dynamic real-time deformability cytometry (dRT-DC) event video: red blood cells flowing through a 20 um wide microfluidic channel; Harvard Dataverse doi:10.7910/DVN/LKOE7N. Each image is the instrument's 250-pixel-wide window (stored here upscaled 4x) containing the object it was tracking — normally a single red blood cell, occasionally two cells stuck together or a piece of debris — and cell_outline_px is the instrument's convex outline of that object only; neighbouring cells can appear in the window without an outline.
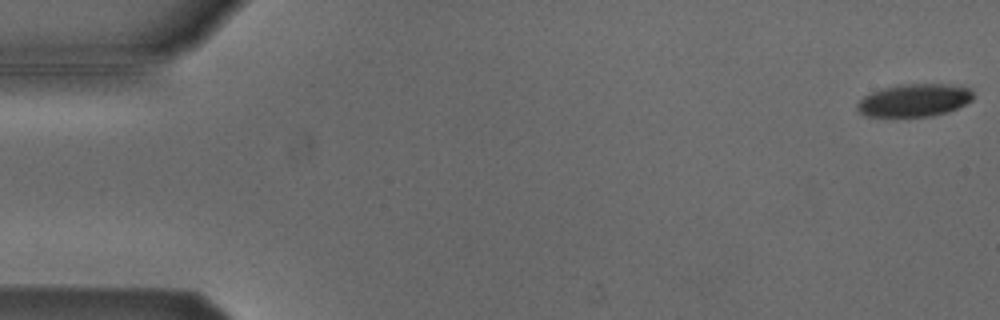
{"species": "Egyptian fruit bat (a non-hibernating species)", "species_latin": "Rousettus aegyptiacus", "temperature_condition": "cold", "stored_images_in_passage": 53, "camera_frame_rate_fps": 3000, "um_per_image_px": 0.085, "animal": {"sex": "male"}, "frame": {"image": 1, "passage_image": 1, "time_ms": 0.0, "image_size_px": [1000, 320], "cell_outline_px": [[972, 100], [948, 112], [932, 116], [864, 116], [856, 108], [856, 104], [864, 96], [872, 92], [884, 88], [900, 84], [944, 84], [968, 88], [972, 92]], "centroid_in_image_um": [77.68, 8.53], "position_along_channel_um": 7.3, "area_um2": 21.85}}
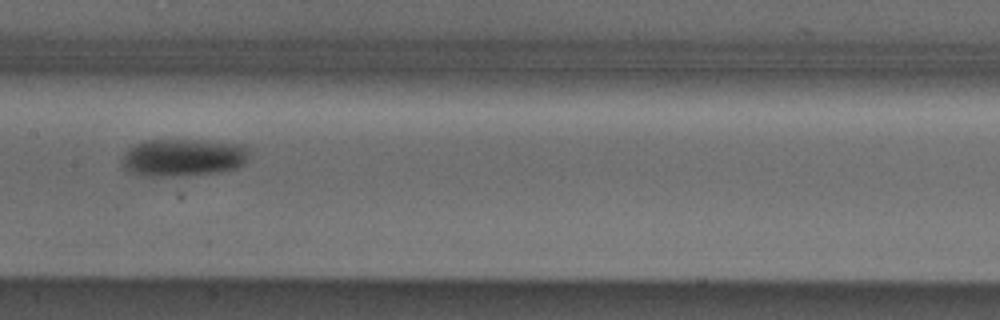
{"frame": {"image": 2, "passage_image": 27, "time_ms": 8.667, "image_size_px": [1000, 320], "cell_outline_px": [[248, 160], [244, 164], [236, 168], [220, 172], [184, 176], [144, 176], [128, 172], [124, 168], [120, 160], [124, 152], [128, 148], [144, 140], [200, 140], [244, 144], [248, 148]], "centroid_in_image_um": [15.55, 13.39], "position_along_channel_um": 191.8, "area_um2": 28.32}}
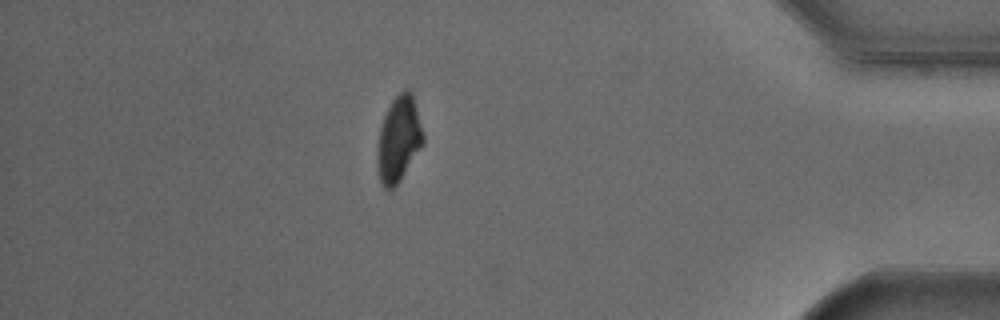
{"frame": {"image": 3, "passage_image": 47, "time_ms": 15.333, "image_size_px": [1000, 320], "cell_outline_px": [[424, 144], [400, 180], [388, 192], [380, 184], [376, 160], [376, 152], [380, 128], [384, 116], [392, 100], [404, 88], [408, 88], [412, 92], [424, 136]], "centroid_in_image_um": [33.88, 11.85], "position_along_channel_um": 401.3, "area_um2": 23.06}, "authors_computed_cell_mechanics": {"area_um2": 25.2008, "velocity_mm_per_s": 3.8025, "shape_relaxation_time_tau1_ms": 2.9238, "shape_relaxation_time_tau2_ms": null, "deformation_change_tau1": 0.0981, "deformation_change_tau2": null}}